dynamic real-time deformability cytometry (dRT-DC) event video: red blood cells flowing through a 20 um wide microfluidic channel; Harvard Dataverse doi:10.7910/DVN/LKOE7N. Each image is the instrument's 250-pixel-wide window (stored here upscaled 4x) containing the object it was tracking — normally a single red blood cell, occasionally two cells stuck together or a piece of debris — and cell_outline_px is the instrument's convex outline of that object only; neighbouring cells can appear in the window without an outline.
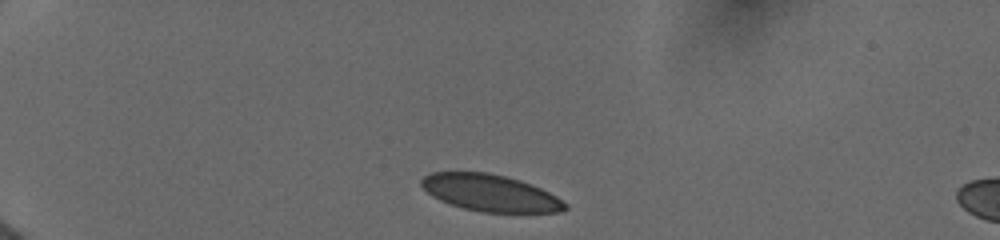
{"species": "human", "species_latin": "Homo sapiens", "temperature_condition": "cold", "stored_images_in_passage": 8, "camera_frame_rate_fps": 3000, "um_per_image_px": 0.085, "donor": {"sex": "female"}, "frame": {"image": 1, "passage_image": 1, "time_ms": 0.0, "image_size_px": [1000, 240], "cell_outline_px": [[568, 208], [560, 212], [480, 212], [448, 204], [432, 196], [420, 184], [420, 180], [424, 176], [432, 172], [488, 172], [520, 180], [540, 188], [556, 196], [568, 204]], "centroid_in_image_um": [41.66, 16.4], "position_along_channel_um": 43.3, "area_um2": 30.75}}
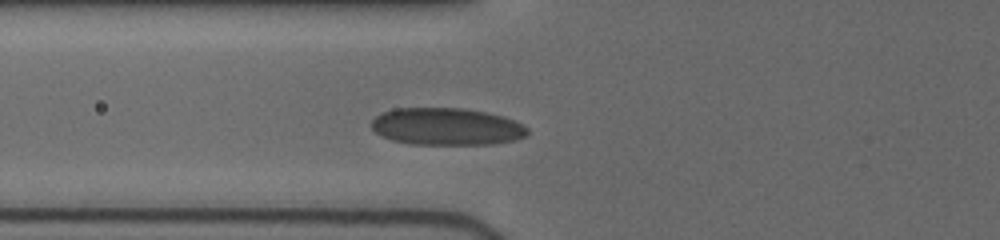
{"frame": {"image": 2, "passage_image": 5, "time_ms": 2.667, "image_size_px": [1000, 240], "cell_outline_px": [[528, 132], [524, 136], [516, 140], [496, 144], [408, 144], [392, 140], [376, 132], [372, 128], [372, 120], [380, 112], [396, 108], [464, 108], [488, 112], [504, 116], [528, 128]], "centroid_in_image_um": [37.96, 10.75], "position_along_channel_um": 87.8, "area_um2": 33.93}}
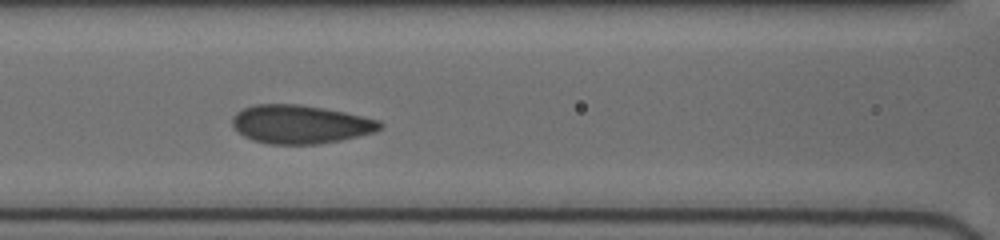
{"frame": {"image": 3, "passage_image": 7, "time_ms": 4.0, "image_size_px": [1000, 240], "cell_outline_px": [[384, 124], [376, 132], [340, 140], [316, 144], [268, 144], [252, 140], [244, 136], [232, 124], [232, 116], [236, 112], [244, 108], [256, 104], [300, 104], [324, 108], [344, 112], [380, 120]], "centroid_in_image_um": [25.54, 10.56], "position_along_channel_um": 141.1, "area_um2": 33.12}}